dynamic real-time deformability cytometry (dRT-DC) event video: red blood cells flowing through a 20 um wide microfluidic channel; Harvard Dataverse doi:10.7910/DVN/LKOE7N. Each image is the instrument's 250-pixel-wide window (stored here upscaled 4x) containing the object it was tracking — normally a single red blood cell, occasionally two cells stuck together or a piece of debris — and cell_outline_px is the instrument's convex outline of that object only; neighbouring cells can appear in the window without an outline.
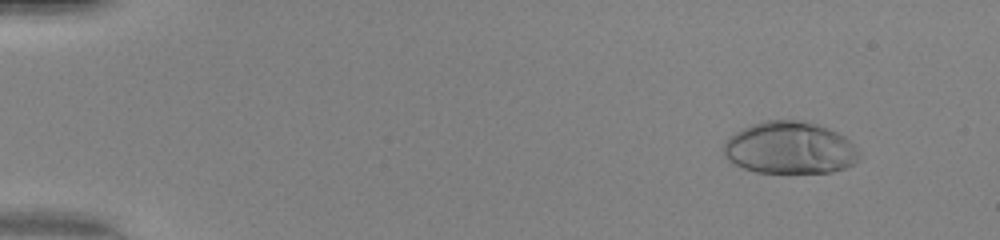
{"species": "human", "species_latin": "Homo sapiens", "temperature_condition": "warm", "stored_images_in_passage": 51, "camera_frame_rate_fps": 3000, "um_per_image_px": 0.085, "donor": {"sex": "female"}, "frame": {"image": 1, "passage_image": 6, "time_ms": 1.667, "image_size_px": [1000, 240], "cell_outline_px": [[864, 152], [860, 160], [844, 168], [832, 172], [756, 172], [732, 164], [724, 156], [724, 144], [728, 136], [752, 124], [764, 120], [800, 120], [816, 124], [828, 128], [844, 136], [856, 144]], "centroid_in_image_um": [67.18, 12.57], "position_along_channel_um": 17.8, "area_um2": 41.67}}
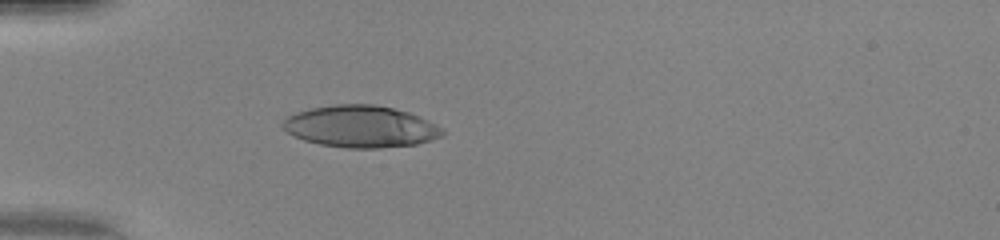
{"frame": {"image": 2, "passage_image": 17, "time_ms": 5.333, "image_size_px": [1000, 240], "cell_outline_px": [[448, 132], [444, 136], [416, 144], [380, 148], [344, 148], [320, 144], [304, 140], [288, 132], [280, 124], [288, 116], [296, 112], [312, 108], [336, 104], [372, 104], [392, 108], [408, 112], [428, 120], [444, 128]], "centroid_in_image_um": [30.7, 10.76], "position_along_channel_um": 54.3, "area_um2": 38.96}}
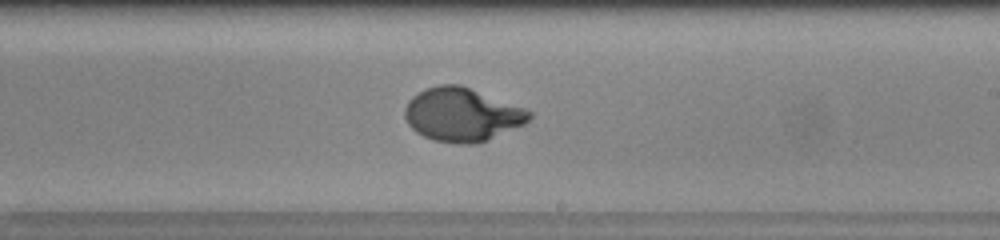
{"frame": {"image": 3, "passage_image": 32, "time_ms": 10.333, "image_size_px": [1000, 240], "cell_outline_px": [[532, 116], [524, 124], [488, 140], [476, 144], [460, 144], [432, 140], [416, 132], [408, 124], [404, 116], [404, 108], [408, 100], [412, 96], [424, 88], [440, 84], [460, 84], [524, 108], [532, 112]], "centroid_in_image_um": [39.24, 9.74], "position_along_channel_um": 249.8, "area_um2": 38.9}, "authors_computed_cell_mechanics": {"area_um2": 38.726, "velocity_mm_per_s": 4.1952, "shape_relaxation_time_tau1_ms": 5.0229, "shape_relaxation_time_tau2_ms": null, "deformation_change_tau1": 0.3138, "deformation_change_tau2": null}}